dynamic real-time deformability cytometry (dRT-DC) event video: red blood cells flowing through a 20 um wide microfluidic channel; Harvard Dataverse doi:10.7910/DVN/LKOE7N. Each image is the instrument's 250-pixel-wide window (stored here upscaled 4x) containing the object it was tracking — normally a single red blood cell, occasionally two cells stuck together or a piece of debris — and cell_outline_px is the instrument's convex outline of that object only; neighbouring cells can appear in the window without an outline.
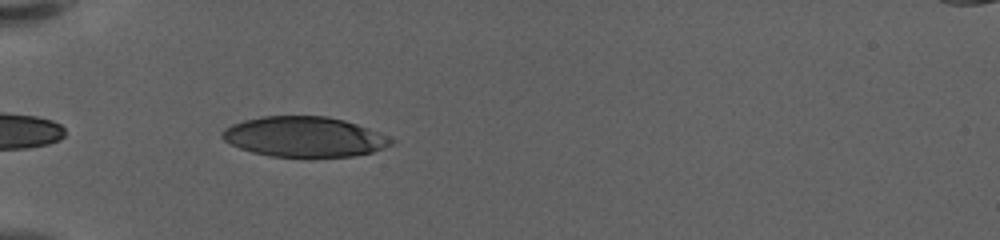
{"species": "human", "species_latin": "Homo sapiens", "temperature_condition": "warm", "stored_images_in_passage": 20, "camera_frame_rate_fps": 3000, "um_per_image_px": 0.085, "donor": {"sex": "female"}, "frame": {"image": 1, "passage_image": 2, "time_ms": 0.333, "image_size_px": [1000, 240], "cell_outline_px": [[396, 140], [392, 144], [384, 148], [372, 152], [352, 156], [268, 156], [252, 152], [240, 148], [224, 140], [220, 136], [220, 132], [224, 128], [232, 124], [244, 120], [264, 116], [328, 116], [344, 120], [368, 128]], "centroid_in_image_um": [25.84, 11.62], "position_along_channel_um": 59.2, "area_um2": 39.36}}
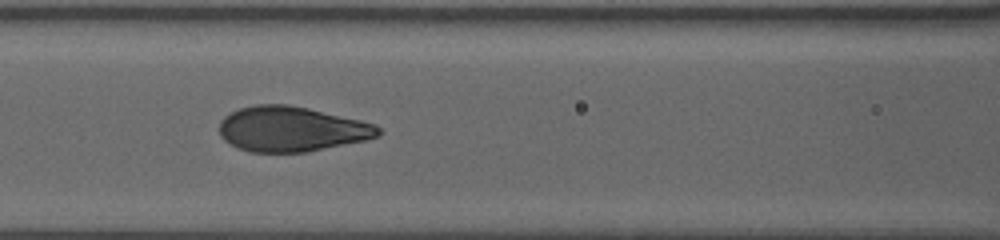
{"frame": {"image": 2, "passage_image": 10, "time_ms": 3.0, "image_size_px": [1000, 240], "cell_outline_px": [[380, 136], [368, 140], [308, 152], [252, 152], [236, 148], [224, 140], [220, 136], [220, 120], [224, 116], [240, 108], [256, 104], [288, 104], [308, 108], [360, 120], [376, 124], [380, 128]], "centroid_in_image_um": [24.79, 10.98], "position_along_channel_um": 141.8, "area_um2": 42.02}}
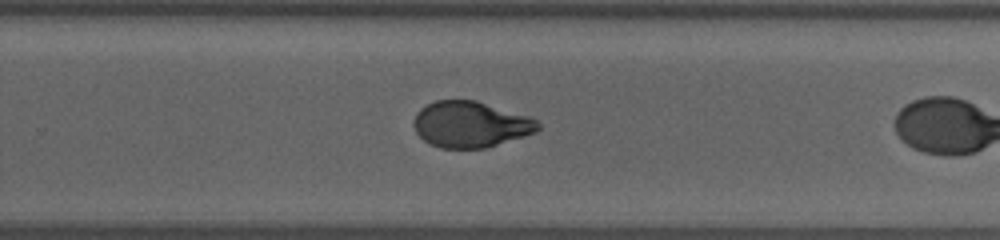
{"frame": {"image": 3, "passage_image": 19, "time_ms": 6.0, "image_size_px": [1000, 240], "cell_outline_px": [[540, 128], [536, 132], [524, 136], [484, 148], [440, 148], [428, 144], [416, 132], [412, 124], [416, 112], [420, 108], [436, 100], [476, 100], [528, 116], [536, 120], [540, 124]], "centroid_in_image_um": [39.96, 10.57], "position_along_channel_um": 289.8, "area_um2": 33.35}}